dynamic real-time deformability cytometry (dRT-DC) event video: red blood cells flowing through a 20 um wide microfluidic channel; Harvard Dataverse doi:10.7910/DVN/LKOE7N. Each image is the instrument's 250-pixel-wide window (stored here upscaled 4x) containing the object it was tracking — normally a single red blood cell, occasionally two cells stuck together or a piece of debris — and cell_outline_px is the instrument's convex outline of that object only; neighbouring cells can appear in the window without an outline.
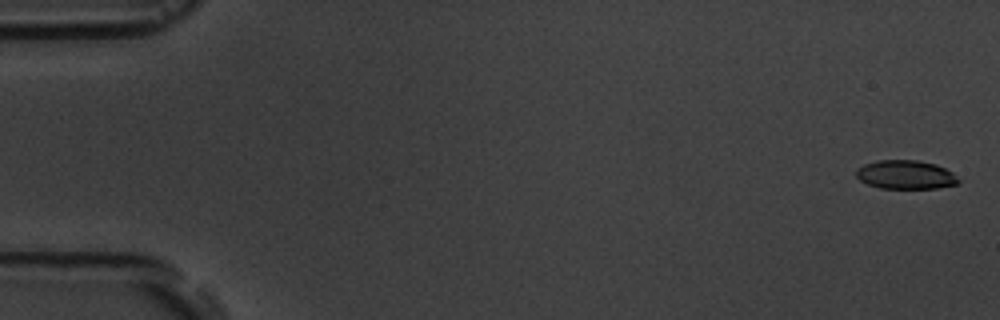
{"species": "common noctule bat (a hibernating species)", "species_latin": "Nyctalus noctula", "temperature_condition": "room temperature", "stored_images_in_passage": 6, "camera_frame_rate_fps": 3000, "um_per_image_px": 0.085, "animal": {"sex": "male", "body_mass_g": 19.5, "forearm_length_mm": 54.6}, "frame": {"image": 1, "passage_image": 1, "time_ms": 0.0, "image_size_px": [1000, 320], "cell_outline_px": [[960, 184], [936, 188], [880, 188], [868, 184], [860, 180], [856, 176], [856, 168], [864, 164], [876, 160], [916, 160], [936, 164], [952, 172], [960, 180]], "centroid_in_image_um": [76.98, 14.84], "position_along_channel_um": 8.0, "area_um2": 17.22}}
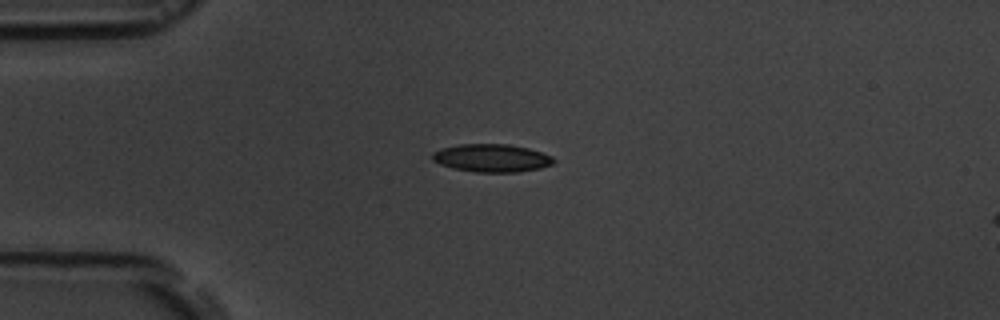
{"frame": {"image": 2, "passage_image": 4, "time_ms": 4.333, "image_size_px": [1000, 320], "cell_outline_px": [[556, 160], [552, 164], [540, 168], [516, 172], [476, 172], [452, 168], [440, 164], [432, 160], [432, 152], [440, 148], [460, 144], [508, 144], [528, 148], [552, 156]], "centroid_in_image_um": [41.77, 13.43], "position_along_channel_um": 43.2, "area_um2": 19.77}}
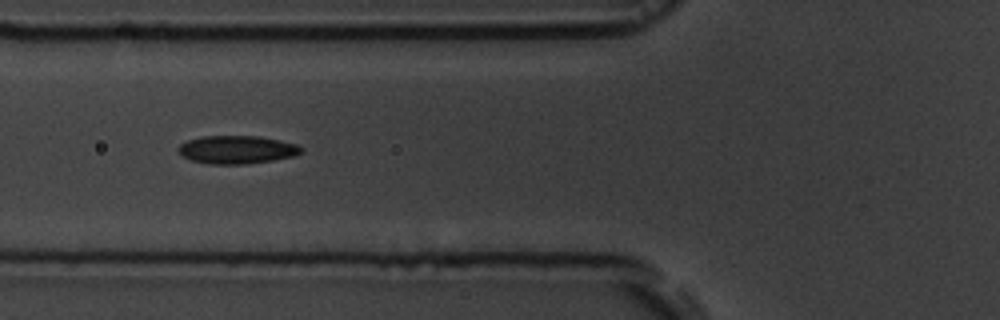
{"frame": {"image": 3, "passage_image": 6, "time_ms": 6.667, "image_size_px": [1000, 320], "cell_outline_px": [[304, 148], [300, 152], [292, 156], [272, 160], [244, 164], [208, 164], [192, 160], [184, 156], [176, 148], [180, 144], [188, 140], [200, 136], [260, 136], [280, 140], [296, 144]], "centroid_in_image_um": [20.12, 12.71], "position_along_channel_um": 105.7, "area_um2": 20.0}}